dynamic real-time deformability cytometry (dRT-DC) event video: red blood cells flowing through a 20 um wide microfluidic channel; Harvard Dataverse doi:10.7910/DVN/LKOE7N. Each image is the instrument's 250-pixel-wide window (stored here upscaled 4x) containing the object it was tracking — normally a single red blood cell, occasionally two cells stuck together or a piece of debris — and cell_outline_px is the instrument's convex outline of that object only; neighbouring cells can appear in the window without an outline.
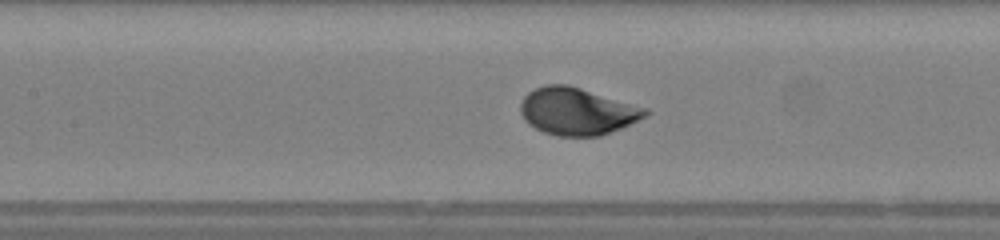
{"species": "human", "species_latin": "Homo sapiens", "temperature_condition": "warm", "stored_images_in_passage": 47, "camera_frame_rate_fps": 3000, "um_per_image_px": 0.085, "donor": {"sex": "female"}, "frame": {"image": 1, "passage_image": 21, "time_ms": 6.667, "image_size_px": [1000, 240], "cell_outline_px": [[652, 112], [648, 116], [620, 128], [600, 136], [556, 136], [544, 132], [528, 124], [524, 120], [520, 112], [520, 104], [524, 96], [528, 92], [544, 84], [568, 84], [648, 108]], "centroid_in_image_um": [49.06, 9.46], "position_along_channel_um": 158.3, "area_um2": 34.56}, "authors_computed_cell_mechanics": {"area_um2": 33.2928, "velocity_mm_per_s": 4.2852, "shape_relaxation_time_tau1_ms": 1.9001, "shape_relaxation_time_tau2_ms": null, "deformation_change_tau1": 0.141, "deformation_change_tau2": null}}